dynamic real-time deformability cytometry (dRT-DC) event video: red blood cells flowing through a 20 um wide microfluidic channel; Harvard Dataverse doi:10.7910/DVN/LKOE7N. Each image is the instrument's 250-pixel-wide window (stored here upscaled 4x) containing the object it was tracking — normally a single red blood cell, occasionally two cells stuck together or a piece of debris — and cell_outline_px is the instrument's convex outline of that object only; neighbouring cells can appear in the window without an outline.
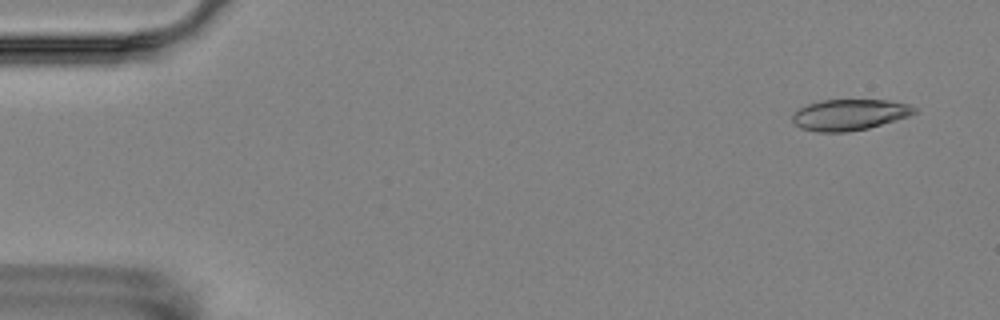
{"species": "Egyptian fruit bat (a non-hibernating species)", "species_latin": "Rousettus aegyptiacus", "temperature_condition": "room temperature", "stored_images_in_passage": 6, "camera_frame_rate_fps": 3000, "um_per_image_px": 0.085, "animal": {"sex": "female"}, "frame": {"image": 1, "passage_image": 1, "time_ms": 0.0, "image_size_px": [1000, 320], "cell_outline_px": [[916, 112], [908, 116], [896, 120], [868, 128], [848, 132], [816, 132], [800, 128], [792, 120], [792, 116], [800, 108], [808, 104], [820, 100], [888, 100], [912, 104], [916, 108]], "centroid_in_image_um": [72.23, 9.75], "position_along_channel_um": 12.8, "area_um2": 22.08}}
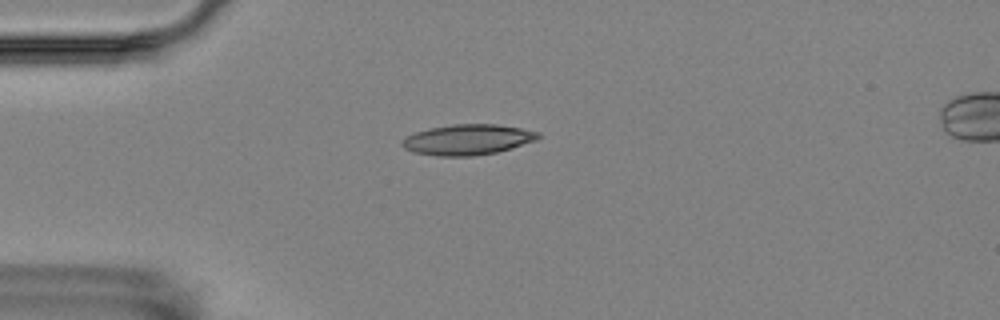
{"frame": {"image": 2, "passage_image": 4, "time_ms": 3.667, "image_size_px": [1000, 320], "cell_outline_px": [[540, 136], [536, 140], [512, 148], [496, 152], [472, 156], [440, 156], [412, 152], [404, 148], [400, 144], [408, 136], [416, 132], [428, 128], [452, 124], [496, 124], [520, 128], [540, 132]], "centroid_in_image_um": [39.75, 11.86], "position_along_channel_um": 45.2, "area_um2": 24.1}}